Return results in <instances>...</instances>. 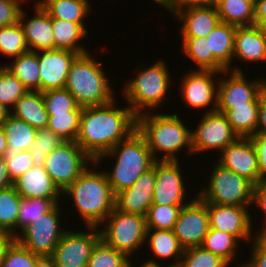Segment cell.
Returning <instances> with one entry per match:
<instances>
[{"label": "cell", "mask_w": 266, "mask_h": 267, "mask_svg": "<svg viewBox=\"0 0 266 267\" xmlns=\"http://www.w3.org/2000/svg\"><path fill=\"white\" fill-rule=\"evenodd\" d=\"M220 21L236 27L254 25L255 0H216Z\"/></svg>", "instance_id": "cell-30"}, {"label": "cell", "mask_w": 266, "mask_h": 267, "mask_svg": "<svg viewBox=\"0 0 266 267\" xmlns=\"http://www.w3.org/2000/svg\"><path fill=\"white\" fill-rule=\"evenodd\" d=\"M13 185L6 167V162L3 156H0V190L9 188Z\"/></svg>", "instance_id": "cell-55"}, {"label": "cell", "mask_w": 266, "mask_h": 267, "mask_svg": "<svg viewBox=\"0 0 266 267\" xmlns=\"http://www.w3.org/2000/svg\"><path fill=\"white\" fill-rule=\"evenodd\" d=\"M7 172L12 182L16 181L25 172L34 166V159L30 150L17 152H4Z\"/></svg>", "instance_id": "cell-47"}, {"label": "cell", "mask_w": 266, "mask_h": 267, "mask_svg": "<svg viewBox=\"0 0 266 267\" xmlns=\"http://www.w3.org/2000/svg\"><path fill=\"white\" fill-rule=\"evenodd\" d=\"M81 112L48 113L47 128L60 136L64 141L75 142L79 132Z\"/></svg>", "instance_id": "cell-38"}, {"label": "cell", "mask_w": 266, "mask_h": 267, "mask_svg": "<svg viewBox=\"0 0 266 267\" xmlns=\"http://www.w3.org/2000/svg\"><path fill=\"white\" fill-rule=\"evenodd\" d=\"M88 232L66 230L51 255L57 267H87L95 245L101 240L98 227L86 226Z\"/></svg>", "instance_id": "cell-12"}, {"label": "cell", "mask_w": 266, "mask_h": 267, "mask_svg": "<svg viewBox=\"0 0 266 267\" xmlns=\"http://www.w3.org/2000/svg\"><path fill=\"white\" fill-rule=\"evenodd\" d=\"M30 51L19 22L0 27V54L6 57H18Z\"/></svg>", "instance_id": "cell-37"}, {"label": "cell", "mask_w": 266, "mask_h": 267, "mask_svg": "<svg viewBox=\"0 0 266 267\" xmlns=\"http://www.w3.org/2000/svg\"><path fill=\"white\" fill-rule=\"evenodd\" d=\"M52 32L54 49L70 50L79 54L89 52V50H86V47L79 43L80 40L87 37L89 32L81 24L52 18Z\"/></svg>", "instance_id": "cell-28"}, {"label": "cell", "mask_w": 266, "mask_h": 267, "mask_svg": "<svg viewBox=\"0 0 266 267\" xmlns=\"http://www.w3.org/2000/svg\"><path fill=\"white\" fill-rule=\"evenodd\" d=\"M256 203L260 210L265 214L263 227H260L259 230H255V234L258 237H262L266 234V181H260L258 184H255L253 187V206Z\"/></svg>", "instance_id": "cell-50"}, {"label": "cell", "mask_w": 266, "mask_h": 267, "mask_svg": "<svg viewBox=\"0 0 266 267\" xmlns=\"http://www.w3.org/2000/svg\"><path fill=\"white\" fill-rule=\"evenodd\" d=\"M152 1L155 2L156 4H159L160 7H165V9H167V11L169 10V8L173 2V0H152Z\"/></svg>", "instance_id": "cell-61"}, {"label": "cell", "mask_w": 266, "mask_h": 267, "mask_svg": "<svg viewBox=\"0 0 266 267\" xmlns=\"http://www.w3.org/2000/svg\"><path fill=\"white\" fill-rule=\"evenodd\" d=\"M262 91L263 94L266 96V78H262Z\"/></svg>", "instance_id": "cell-62"}, {"label": "cell", "mask_w": 266, "mask_h": 267, "mask_svg": "<svg viewBox=\"0 0 266 267\" xmlns=\"http://www.w3.org/2000/svg\"><path fill=\"white\" fill-rule=\"evenodd\" d=\"M209 230L207 204L198 196L184 205L172 229L184 249L201 246Z\"/></svg>", "instance_id": "cell-15"}, {"label": "cell", "mask_w": 266, "mask_h": 267, "mask_svg": "<svg viewBox=\"0 0 266 267\" xmlns=\"http://www.w3.org/2000/svg\"><path fill=\"white\" fill-rule=\"evenodd\" d=\"M255 135H266V96L259 94L258 122Z\"/></svg>", "instance_id": "cell-54"}, {"label": "cell", "mask_w": 266, "mask_h": 267, "mask_svg": "<svg viewBox=\"0 0 266 267\" xmlns=\"http://www.w3.org/2000/svg\"><path fill=\"white\" fill-rule=\"evenodd\" d=\"M241 62H266V33L254 25L236 27L233 59Z\"/></svg>", "instance_id": "cell-25"}, {"label": "cell", "mask_w": 266, "mask_h": 267, "mask_svg": "<svg viewBox=\"0 0 266 267\" xmlns=\"http://www.w3.org/2000/svg\"><path fill=\"white\" fill-rule=\"evenodd\" d=\"M39 257L13 239L4 250L0 267H34Z\"/></svg>", "instance_id": "cell-46"}, {"label": "cell", "mask_w": 266, "mask_h": 267, "mask_svg": "<svg viewBox=\"0 0 266 267\" xmlns=\"http://www.w3.org/2000/svg\"><path fill=\"white\" fill-rule=\"evenodd\" d=\"M21 196L12 185L0 190V231L16 238Z\"/></svg>", "instance_id": "cell-34"}, {"label": "cell", "mask_w": 266, "mask_h": 267, "mask_svg": "<svg viewBox=\"0 0 266 267\" xmlns=\"http://www.w3.org/2000/svg\"><path fill=\"white\" fill-rule=\"evenodd\" d=\"M59 205L60 203L26 227L15 240L39 256H51L67 230L61 227L62 215Z\"/></svg>", "instance_id": "cell-10"}, {"label": "cell", "mask_w": 266, "mask_h": 267, "mask_svg": "<svg viewBox=\"0 0 266 267\" xmlns=\"http://www.w3.org/2000/svg\"><path fill=\"white\" fill-rule=\"evenodd\" d=\"M99 225L101 240L117 251L125 253L130 259L136 250L146 243L147 224L143 215L123 212L116 207ZM106 223V225H105Z\"/></svg>", "instance_id": "cell-8"}, {"label": "cell", "mask_w": 266, "mask_h": 267, "mask_svg": "<svg viewBox=\"0 0 266 267\" xmlns=\"http://www.w3.org/2000/svg\"><path fill=\"white\" fill-rule=\"evenodd\" d=\"M201 117L195 130L191 129L193 155L215 149L220 153L238 138L225 114L204 112Z\"/></svg>", "instance_id": "cell-11"}, {"label": "cell", "mask_w": 266, "mask_h": 267, "mask_svg": "<svg viewBox=\"0 0 266 267\" xmlns=\"http://www.w3.org/2000/svg\"><path fill=\"white\" fill-rule=\"evenodd\" d=\"M181 21V37H207L221 21L216 7H188L168 10Z\"/></svg>", "instance_id": "cell-21"}, {"label": "cell", "mask_w": 266, "mask_h": 267, "mask_svg": "<svg viewBox=\"0 0 266 267\" xmlns=\"http://www.w3.org/2000/svg\"><path fill=\"white\" fill-rule=\"evenodd\" d=\"M94 58L89 52L79 54L71 64L64 87L82 108L104 105L116 99L101 61Z\"/></svg>", "instance_id": "cell-5"}, {"label": "cell", "mask_w": 266, "mask_h": 267, "mask_svg": "<svg viewBox=\"0 0 266 267\" xmlns=\"http://www.w3.org/2000/svg\"><path fill=\"white\" fill-rule=\"evenodd\" d=\"M179 161H155V187L153 203L162 206H184L191 202L186 201V187L183 170ZM182 170V171H181Z\"/></svg>", "instance_id": "cell-14"}, {"label": "cell", "mask_w": 266, "mask_h": 267, "mask_svg": "<svg viewBox=\"0 0 266 267\" xmlns=\"http://www.w3.org/2000/svg\"><path fill=\"white\" fill-rule=\"evenodd\" d=\"M116 100L84 107L75 142L96 161L137 129V116L129 106L118 107Z\"/></svg>", "instance_id": "cell-1"}, {"label": "cell", "mask_w": 266, "mask_h": 267, "mask_svg": "<svg viewBox=\"0 0 266 267\" xmlns=\"http://www.w3.org/2000/svg\"><path fill=\"white\" fill-rule=\"evenodd\" d=\"M153 256L159 259L170 260L173 263L171 267H178L184 248L181 246L178 238L172 230L147 229L146 242Z\"/></svg>", "instance_id": "cell-27"}, {"label": "cell", "mask_w": 266, "mask_h": 267, "mask_svg": "<svg viewBox=\"0 0 266 267\" xmlns=\"http://www.w3.org/2000/svg\"><path fill=\"white\" fill-rule=\"evenodd\" d=\"M182 207L152 204L145 215L147 229L172 230Z\"/></svg>", "instance_id": "cell-44"}, {"label": "cell", "mask_w": 266, "mask_h": 267, "mask_svg": "<svg viewBox=\"0 0 266 267\" xmlns=\"http://www.w3.org/2000/svg\"><path fill=\"white\" fill-rule=\"evenodd\" d=\"M252 242L250 259L243 262L244 264L240 262L238 267H266V240L263 237H257Z\"/></svg>", "instance_id": "cell-49"}, {"label": "cell", "mask_w": 266, "mask_h": 267, "mask_svg": "<svg viewBox=\"0 0 266 267\" xmlns=\"http://www.w3.org/2000/svg\"><path fill=\"white\" fill-rule=\"evenodd\" d=\"M182 51L196 63L198 70H213V53L206 37H182Z\"/></svg>", "instance_id": "cell-39"}, {"label": "cell", "mask_w": 266, "mask_h": 267, "mask_svg": "<svg viewBox=\"0 0 266 267\" xmlns=\"http://www.w3.org/2000/svg\"><path fill=\"white\" fill-rule=\"evenodd\" d=\"M1 126L7 140L5 152L21 153L31 149L37 129L11 114L2 122Z\"/></svg>", "instance_id": "cell-29"}, {"label": "cell", "mask_w": 266, "mask_h": 267, "mask_svg": "<svg viewBox=\"0 0 266 267\" xmlns=\"http://www.w3.org/2000/svg\"><path fill=\"white\" fill-rule=\"evenodd\" d=\"M107 157L116 158L114 168L108 169V172L105 171L115 195L131 187L155 162L146 139L137 129L107 153L101 155L96 162L102 163L103 158L107 159Z\"/></svg>", "instance_id": "cell-4"}, {"label": "cell", "mask_w": 266, "mask_h": 267, "mask_svg": "<svg viewBox=\"0 0 266 267\" xmlns=\"http://www.w3.org/2000/svg\"><path fill=\"white\" fill-rule=\"evenodd\" d=\"M188 7H216V0H173L169 9H185Z\"/></svg>", "instance_id": "cell-52"}, {"label": "cell", "mask_w": 266, "mask_h": 267, "mask_svg": "<svg viewBox=\"0 0 266 267\" xmlns=\"http://www.w3.org/2000/svg\"><path fill=\"white\" fill-rule=\"evenodd\" d=\"M241 242L233 235L220 231L210 229L206 234L202 247L212 253L220 256L229 265L234 262L235 256L237 255V248ZM236 254V255H235Z\"/></svg>", "instance_id": "cell-36"}, {"label": "cell", "mask_w": 266, "mask_h": 267, "mask_svg": "<svg viewBox=\"0 0 266 267\" xmlns=\"http://www.w3.org/2000/svg\"><path fill=\"white\" fill-rule=\"evenodd\" d=\"M10 110L0 103V125L9 116Z\"/></svg>", "instance_id": "cell-60"}, {"label": "cell", "mask_w": 266, "mask_h": 267, "mask_svg": "<svg viewBox=\"0 0 266 267\" xmlns=\"http://www.w3.org/2000/svg\"><path fill=\"white\" fill-rule=\"evenodd\" d=\"M65 141L48 128L37 129L34 143L30 149L34 166H43L47 155Z\"/></svg>", "instance_id": "cell-43"}, {"label": "cell", "mask_w": 266, "mask_h": 267, "mask_svg": "<svg viewBox=\"0 0 266 267\" xmlns=\"http://www.w3.org/2000/svg\"><path fill=\"white\" fill-rule=\"evenodd\" d=\"M178 267H229L220 256L202 246L184 249Z\"/></svg>", "instance_id": "cell-41"}, {"label": "cell", "mask_w": 266, "mask_h": 267, "mask_svg": "<svg viewBox=\"0 0 266 267\" xmlns=\"http://www.w3.org/2000/svg\"><path fill=\"white\" fill-rule=\"evenodd\" d=\"M230 72V73H229ZM228 78H218V96L216 111L226 114L234 106H247L262 92V77L246 79L243 71L224 70Z\"/></svg>", "instance_id": "cell-13"}, {"label": "cell", "mask_w": 266, "mask_h": 267, "mask_svg": "<svg viewBox=\"0 0 266 267\" xmlns=\"http://www.w3.org/2000/svg\"><path fill=\"white\" fill-rule=\"evenodd\" d=\"M91 3L88 0H45L41 6L51 18L79 23L84 28V20L89 16Z\"/></svg>", "instance_id": "cell-32"}, {"label": "cell", "mask_w": 266, "mask_h": 267, "mask_svg": "<svg viewBox=\"0 0 266 267\" xmlns=\"http://www.w3.org/2000/svg\"><path fill=\"white\" fill-rule=\"evenodd\" d=\"M135 263H132L131 260L129 259L128 265L127 267H135L136 265H134ZM134 265V266H133ZM136 267H162L159 263V261L153 259V257L145 262H143V264H141L140 266H136ZM164 267V265H163ZM166 267H171L170 265L166 266Z\"/></svg>", "instance_id": "cell-58"}, {"label": "cell", "mask_w": 266, "mask_h": 267, "mask_svg": "<svg viewBox=\"0 0 266 267\" xmlns=\"http://www.w3.org/2000/svg\"><path fill=\"white\" fill-rule=\"evenodd\" d=\"M235 32L236 26L220 22L206 37L209 53H213V71H242L240 67L231 65L233 64Z\"/></svg>", "instance_id": "cell-23"}, {"label": "cell", "mask_w": 266, "mask_h": 267, "mask_svg": "<svg viewBox=\"0 0 266 267\" xmlns=\"http://www.w3.org/2000/svg\"><path fill=\"white\" fill-rule=\"evenodd\" d=\"M34 267H57L51 256H40Z\"/></svg>", "instance_id": "cell-56"}, {"label": "cell", "mask_w": 266, "mask_h": 267, "mask_svg": "<svg viewBox=\"0 0 266 267\" xmlns=\"http://www.w3.org/2000/svg\"><path fill=\"white\" fill-rule=\"evenodd\" d=\"M217 74L223 75L222 72L198 69L185 74L183 80L181 79L179 81L182 82L180 83V95L186 105L190 106L192 109L195 108V110L199 108L206 109L207 107L205 113L216 111L219 83L218 79L216 80L217 83H215L214 76L216 78ZM209 106L210 108H208Z\"/></svg>", "instance_id": "cell-16"}, {"label": "cell", "mask_w": 266, "mask_h": 267, "mask_svg": "<svg viewBox=\"0 0 266 267\" xmlns=\"http://www.w3.org/2000/svg\"><path fill=\"white\" fill-rule=\"evenodd\" d=\"M98 165L101 167V164L93 161L62 191V196L66 195L73 201L86 226L99 227L115 207V194L105 171L97 170Z\"/></svg>", "instance_id": "cell-2"}, {"label": "cell", "mask_w": 266, "mask_h": 267, "mask_svg": "<svg viewBox=\"0 0 266 267\" xmlns=\"http://www.w3.org/2000/svg\"><path fill=\"white\" fill-rule=\"evenodd\" d=\"M11 62L3 66L17 77L28 91H40L38 51H27L14 57Z\"/></svg>", "instance_id": "cell-31"}, {"label": "cell", "mask_w": 266, "mask_h": 267, "mask_svg": "<svg viewBox=\"0 0 266 267\" xmlns=\"http://www.w3.org/2000/svg\"><path fill=\"white\" fill-rule=\"evenodd\" d=\"M155 187V162L153 166L142 173L129 188L115 195V207L123 212L145 216L153 203Z\"/></svg>", "instance_id": "cell-20"}, {"label": "cell", "mask_w": 266, "mask_h": 267, "mask_svg": "<svg viewBox=\"0 0 266 267\" xmlns=\"http://www.w3.org/2000/svg\"><path fill=\"white\" fill-rule=\"evenodd\" d=\"M249 138L257 152L260 181H266V135H252Z\"/></svg>", "instance_id": "cell-51"}, {"label": "cell", "mask_w": 266, "mask_h": 267, "mask_svg": "<svg viewBox=\"0 0 266 267\" xmlns=\"http://www.w3.org/2000/svg\"><path fill=\"white\" fill-rule=\"evenodd\" d=\"M16 192L25 198L61 199L62 191L43 166H33L13 182Z\"/></svg>", "instance_id": "cell-24"}, {"label": "cell", "mask_w": 266, "mask_h": 267, "mask_svg": "<svg viewBox=\"0 0 266 267\" xmlns=\"http://www.w3.org/2000/svg\"><path fill=\"white\" fill-rule=\"evenodd\" d=\"M254 26L266 33V0H255Z\"/></svg>", "instance_id": "cell-53"}, {"label": "cell", "mask_w": 266, "mask_h": 267, "mask_svg": "<svg viewBox=\"0 0 266 267\" xmlns=\"http://www.w3.org/2000/svg\"><path fill=\"white\" fill-rule=\"evenodd\" d=\"M259 95L247 106H234L225 115L238 137L255 135L258 122Z\"/></svg>", "instance_id": "cell-33"}, {"label": "cell", "mask_w": 266, "mask_h": 267, "mask_svg": "<svg viewBox=\"0 0 266 267\" xmlns=\"http://www.w3.org/2000/svg\"><path fill=\"white\" fill-rule=\"evenodd\" d=\"M217 162L247 178L254 185L260 182L257 152L249 137H238L218 155Z\"/></svg>", "instance_id": "cell-18"}, {"label": "cell", "mask_w": 266, "mask_h": 267, "mask_svg": "<svg viewBox=\"0 0 266 267\" xmlns=\"http://www.w3.org/2000/svg\"><path fill=\"white\" fill-rule=\"evenodd\" d=\"M27 91L23 83L0 64V103L11 110Z\"/></svg>", "instance_id": "cell-42"}, {"label": "cell", "mask_w": 266, "mask_h": 267, "mask_svg": "<svg viewBox=\"0 0 266 267\" xmlns=\"http://www.w3.org/2000/svg\"><path fill=\"white\" fill-rule=\"evenodd\" d=\"M6 148H7L6 135L4 129L0 125V156L4 155Z\"/></svg>", "instance_id": "cell-59"}, {"label": "cell", "mask_w": 266, "mask_h": 267, "mask_svg": "<svg viewBox=\"0 0 266 267\" xmlns=\"http://www.w3.org/2000/svg\"><path fill=\"white\" fill-rule=\"evenodd\" d=\"M60 202H62L60 199L21 197L16 237L20 234V231L22 232L26 227L52 210Z\"/></svg>", "instance_id": "cell-35"}, {"label": "cell", "mask_w": 266, "mask_h": 267, "mask_svg": "<svg viewBox=\"0 0 266 267\" xmlns=\"http://www.w3.org/2000/svg\"><path fill=\"white\" fill-rule=\"evenodd\" d=\"M21 4L20 0H0V27L19 22Z\"/></svg>", "instance_id": "cell-48"}, {"label": "cell", "mask_w": 266, "mask_h": 267, "mask_svg": "<svg viewBox=\"0 0 266 267\" xmlns=\"http://www.w3.org/2000/svg\"><path fill=\"white\" fill-rule=\"evenodd\" d=\"M21 2H24L25 0H20ZM27 1V0H26ZM30 1V0H29ZM45 0H37L34 4L35 5H41Z\"/></svg>", "instance_id": "cell-63"}, {"label": "cell", "mask_w": 266, "mask_h": 267, "mask_svg": "<svg viewBox=\"0 0 266 267\" xmlns=\"http://www.w3.org/2000/svg\"><path fill=\"white\" fill-rule=\"evenodd\" d=\"M12 240H13V238L10 235L0 231V263H1L5 248L8 246V244Z\"/></svg>", "instance_id": "cell-57"}, {"label": "cell", "mask_w": 266, "mask_h": 267, "mask_svg": "<svg viewBox=\"0 0 266 267\" xmlns=\"http://www.w3.org/2000/svg\"><path fill=\"white\" fill-rule=\"evenodd\" d=\"M93 160L72 141H65L46 157L43 167L55 185L63 191Z\"/></svg>", "instance_id": "cell-9"}, {"label": "cell", "mask_w": 266, "mask_h": 267, "mask_svg": "<svg viewBox=\"0 0 266 267\" xmlns=\"http://www.w3.org/2000/svg\"><path fill=\"white\" fill-rule=\"evenodd\" d=\"M78 55L63 49L39 50L40 91L64 88L71 64Z\"/></svg>", "instance_id": "cell-19"}, {"label": "cell", "mask_w": 266, "mask_h": 267, "mask_svg": "<svg viewBox=\"0 0 266 267\" xmlns=\"http://www.w3.org/2000/svg\"><path fill=\"white\" fill-rule=\"evenodd\" d=\"M250 207L226 206L218 204H207L209 215V228L220 230L235 236L240 242L253 241L258 236H252L253 220ZM255 235V236H254Z\"/></svg>", "instance_id": "cell-17"}, {"label": "cell", "mask_w": 266, "mask_h": 267, "mask_svg": "<svg viewBox=\"0 0 266 267\" xmlns=\"http://www.w3.org/2000/svg\"><path fill=\"white\" fill-rule=\"evenodd\" d=\"M129 257L100 240L94 247L87 267H127Z\"/></svg>", "instance_id": "cell-40"}, {"label": "cell", "mask_w": 266, "mask_h": 267, "mask_svg": "<svg viewBox=\"0 0 266 267\" xmlns=\"http://www.w3.org/2000/svg\"><path fill=\"white\" fill-rule=\"evenodd\" d=\"M167 66L164 59L157 60L147 68L139 63L138 75H135L132 80L129 79L123 86L124 100L136 116L148 110L156 112V108L161 107L163 101L165 102L164 99L172 83Z\"/></svg>", "instance_id": "cell-6"}, {"label": "cell", "mask_w": 266, "mask_h": 267, "mask_svg": "<svg viewBox=\"0 0 266 267\" xmlns=\"http://www.w3.org/2000/svg\"><path fill=\"white\" fill-rule=\"evenodd\" d=\"M10 114L35 129L47 128L49 115L41 91H27L16 101Z\"/></svg>", "instance_id": "cell-26"}, {"label": "cell", "mask_w": 266, "mask_h": 267, "mask_svg": "<svg viewBox=\"0 0 266 267\" xmlns=\"http://www.w3.org/2000/svg\"><path fill=\"white\" fill-rule=\"evenodd\" d=\"M179 116L150 111L137 116V130L146 139L155 161H179L177 153L185 148L192 156L191 130ZM158 152L163 153L162 157Z\"/></svg>", "instance_id": "cell-3"}, {"label": "cell", "mask_w": 266, "mask_h": 267, "mask_svg": "<svg viewBox=\"0 0 266 267\" xmlns=\"http://www.w3.org/2000/svg\"><path fill=\"white\" fill-rule=\"evenodd\" d=\"M34 11L35 16L32 18L27 19L23 10L19 16L30 51L54 49L52 18L41 5H34Z\"/></svg>", "instance_id": "cell-22"}, {"label": "cell", "mask_w": 266, "mask_h": 267, "mask_svg": "<svg viewBox=\"0 0 266 267\" xmlns=\"http://www.w3.org/2000/svg\"><path fill=\"white\" fill-rule=\"evenodd\" d=\"M42 96L47 113H66L68 111H82L83 109L65 88L44 91Z\"/></svg>", "instance_id": "cell-45"}, {"label": "cell", "mask_w": 266, "mask_h": 267, "mask_svg": "<svg viewBox=\"0 0 266 267\" xmlns=\"http://www.w3.org/2000/svg\"><path fill=\"white\" fill-rule=\"evenodd\" d=\"M209 179L196 195L206 204L253 206L254 184L247 178L215 162Z\"/></svg>", "instance_id": "cell-7"}]
</instances>
